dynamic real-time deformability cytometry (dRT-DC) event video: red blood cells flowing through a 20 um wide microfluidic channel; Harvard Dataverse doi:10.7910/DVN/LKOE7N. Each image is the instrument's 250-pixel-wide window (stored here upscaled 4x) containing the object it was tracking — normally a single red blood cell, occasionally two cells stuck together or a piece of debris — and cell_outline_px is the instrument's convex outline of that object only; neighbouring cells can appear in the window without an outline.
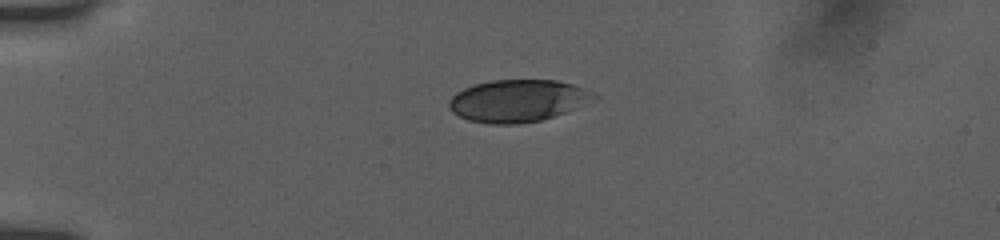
{"species": "human", "species_latin": "Homo sapiens", "temperature_condition": "room temperature", "stored_images_in_passage": 7, "camera_frame_rate_fps": 3000, "um_per_image_px": 0.085, "donor": {"sex": "female"}, "frame": {"image": 1, "passage_image": 1, "time_ms": 0.0, "image_size_px": [1000, 240], "cell_outline_px": [[600, 96], [576, 108], [540, 120], [520, 124], [492, 124], [468, 120], [452, 112], [448, 104], [448, 100], [456, 92], [472, 84], [492, 80], [556, 80], [572, 84], [592, 92]], "centroid_in_image_um": [43.97, 8.56], "position_along_channel_um": 41.0, "area_um2": 35.55}}
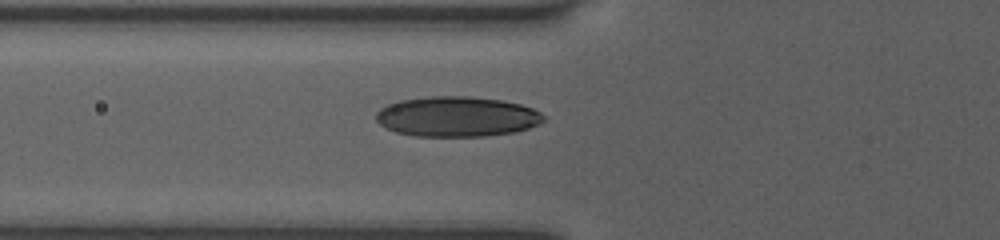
{"frame": {"image": 2, "passage_image": 4, "time_ms": 1.0, "image_size_px": [1000, 240], "cell_outline_px": [[544, 120], [540, 124], [516, 132], [484, 136], [416, 136], [396, 132], [384, 128], [376, 120], [376, 112], [380, 108], [388, 104], [400, 100], [432, 96], [468, 96], [500, 100], [520, 104], [532, 108], [540, 112], [544, 116]], "centroid_in_image_um": [38.83, 9.91], "position_along_channel_um": 87.0, "area_um2": 39.3}}
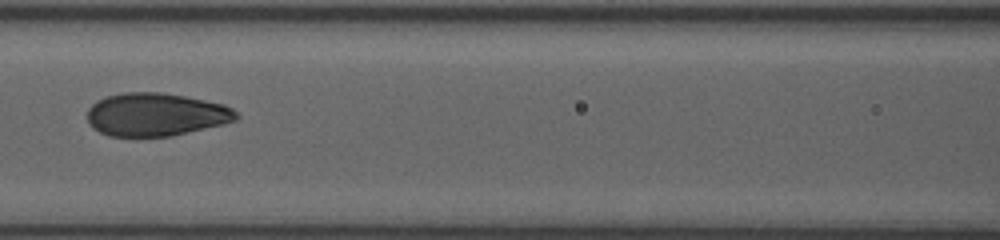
{"frame": {"image": 3, "passage_image": 6, "time_ms": 1.667, "image_size_px": [1000, 240], "cell_outline_px": [[240, 116], [236, 120], [224, 124], [168, 136], [108, 136], [92, 128], [88, 124], [88, 108], [96, 100], [104, 96], [124, 92], [160, 92], [184, 96], [224, 104], [232, 108]], "centroid_in_image_um": [13.22, 9.72], "position_along_channel_um": 153.4, "area_um2": 37.45}}